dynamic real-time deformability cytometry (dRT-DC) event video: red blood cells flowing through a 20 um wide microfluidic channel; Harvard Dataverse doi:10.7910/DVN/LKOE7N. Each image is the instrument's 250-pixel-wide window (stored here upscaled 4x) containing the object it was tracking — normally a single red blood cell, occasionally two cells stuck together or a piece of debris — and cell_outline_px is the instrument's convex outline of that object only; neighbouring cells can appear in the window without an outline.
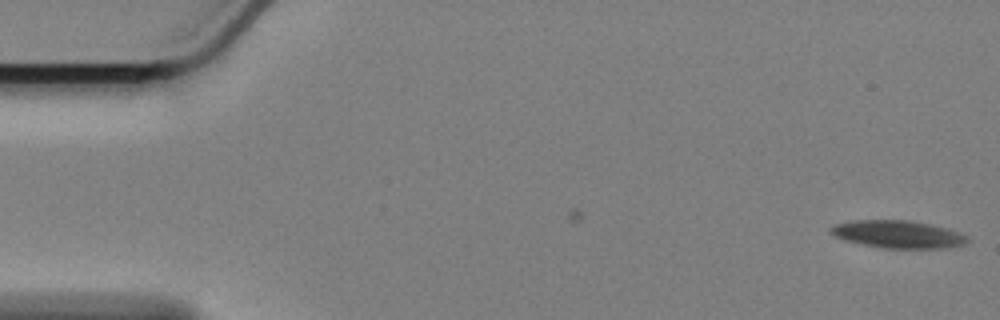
{"species": "Egyptian fruit bat (a non-hibernating species)", "species_latin": "Rousettus aegyptiacus", "temperature_condition": "cold", "stored_images_in_passage": 3, "camera_frame_rate_fps": 3000, "um_per_image_px": 0.085, "animal": {"sex": "female"}, "frame": {"image": 1, "passage_image": 3, "time_ms": 0.667, "image_size_px": [1000, 320], "cell_outline_px": [[968, 240], [964, 244], [944, 248], [884, 248], [848, 240], [836, 236], [832, 232], [832, 228], [836, 224], [856, 220], [908, 220], [948, 228], [968, 236]], "centroid_in_image_um": [76.41, 19.91], "position_along_channel_um": 8.6, "area_um2": 21.39}}